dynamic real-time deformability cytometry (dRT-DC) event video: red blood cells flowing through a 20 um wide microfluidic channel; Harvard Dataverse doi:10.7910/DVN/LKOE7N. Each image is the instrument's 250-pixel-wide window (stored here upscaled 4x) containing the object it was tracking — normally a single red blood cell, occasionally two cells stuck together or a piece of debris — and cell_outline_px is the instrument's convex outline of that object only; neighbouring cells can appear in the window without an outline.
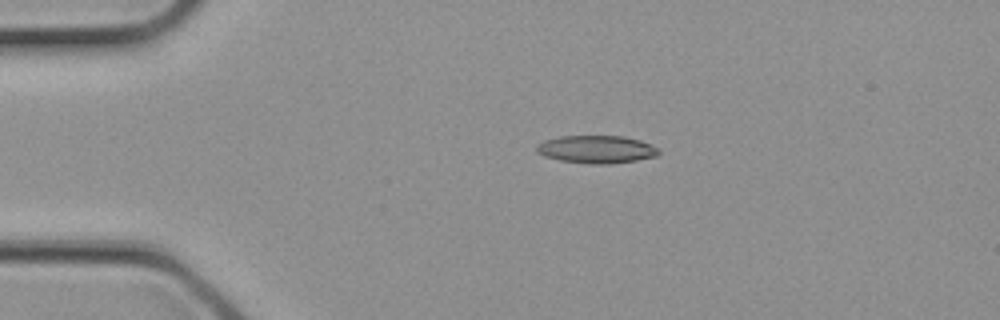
{"species": "common noctule bat (a hibernating species)", "species_latin": "Nyctalus noctula", "temperature_condition": "cold", "stored_images_in_passage": 1, "camera_frame_rate_fps": 3000, "um_per_image_px": 0.085, "animal": {"sex": "female", "body_mass_g": 21.9}, "frame": {"image": 1, "passage_image": 1, "time_ms": 0.0, "image_size_px": [1000, 320], "cell_outline_px": [[660, 152], [656, 156], [636, 160], [608, 164], [588, 164], [560, 160], [544, 156], [536, 152], [536, 144], [544, 140], [560, 136], [624, 136], [640, 140], [652, 144], [660, 148]], "centroid_in_image_um": [50.7, 12.69], "position_along_channel_um": 34.3, "area_um2": 19.94}}